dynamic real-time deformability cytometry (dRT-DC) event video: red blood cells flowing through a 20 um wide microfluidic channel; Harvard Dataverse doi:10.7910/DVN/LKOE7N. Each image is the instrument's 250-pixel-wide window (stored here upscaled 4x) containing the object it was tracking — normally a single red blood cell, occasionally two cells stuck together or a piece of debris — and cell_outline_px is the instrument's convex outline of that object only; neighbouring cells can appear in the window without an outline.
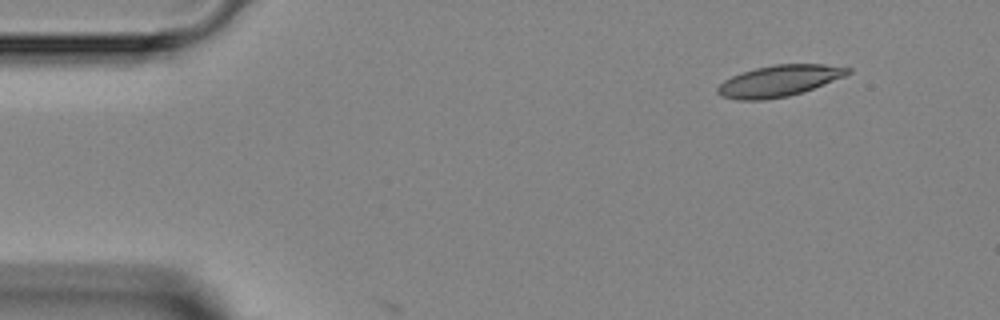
{"species": "Egyptian fruit bat (a non-hibernating species)", "species_latin": "Rousettus aegyptiacus", "temperature_condition": "room temperature", "stored_images_in_passage": 3, "camera_frame_rate_fps": 3000, "um_per_image_px": 0.085, "animal": {"sex": "female"}, "frame": {"image": 1, "passage_image": 1, "time_ms": 0.0, "image_size_px": [1000, 320], "cell_outline_px": [[852, 72], [844, 76], [804, 92], [788, 96], [764, 100], [736, 100], [720, 96], [716, 92], [716, 88], [724, 80], [740, 72], [772, 64], [824, 64], [852, 68]], "centroid_in_image_um": [66.2, 6.87], "position_along_channel_um": 18.8, "area_um2": 23.93}}